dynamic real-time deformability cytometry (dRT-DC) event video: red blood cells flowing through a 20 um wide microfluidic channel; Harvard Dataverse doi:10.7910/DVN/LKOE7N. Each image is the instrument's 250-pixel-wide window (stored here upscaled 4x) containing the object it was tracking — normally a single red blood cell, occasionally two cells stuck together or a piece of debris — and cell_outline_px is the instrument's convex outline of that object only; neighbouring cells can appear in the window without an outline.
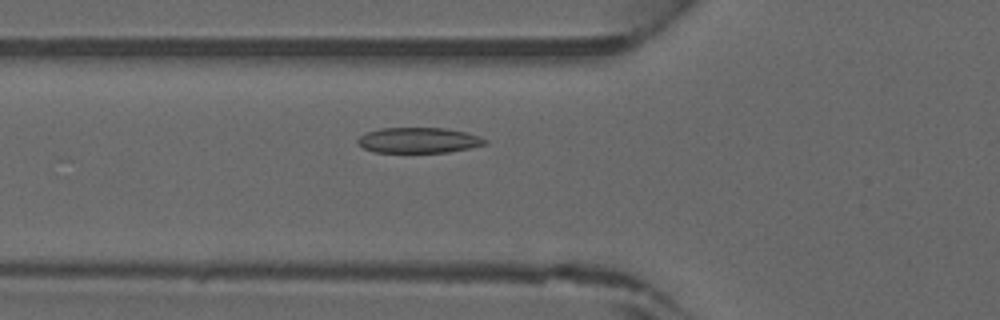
{"species": "common noctule bat (a hibernating species)", "species_latin": "Nyctalus noctula", "temperature_condition": "warm", "stored_images_in_passage": 28, "camera_frame_rate_fps": 3000, "um_per_image_px": 0.085, "animal": {"sex": "male", "forearm_length_mm": 52.5}, "frame": {"image": 1, "passage_image": 4, "time_ms": 1.0, "image_size_px": [1000, 320], "cell_outline_px": [[488, 144], [448, 152], [376, 152], [364, 148], [356, 144], [356, 140], [364, 132], [380, 128], [448, 128], [480, 136], [488, 140]], "centroid_in_image_um": [35.56, 11.91], "position_along_channel_um": 90.2, "area_um2": 19.02}}
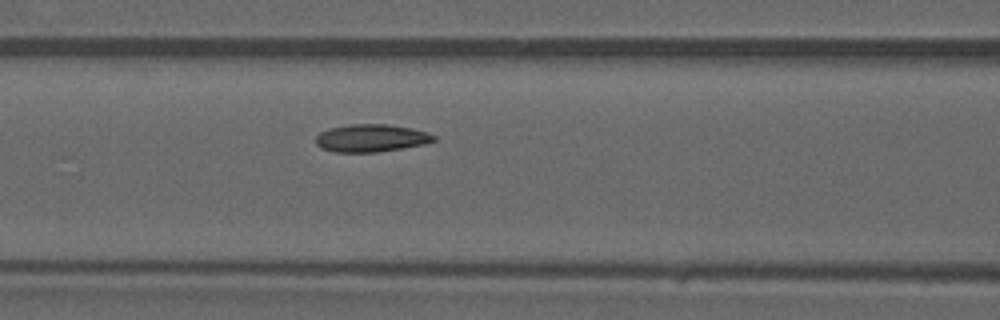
{"frame": {"image": 2, "passage_image": 7, "time_ms": 2.0, "image_size_px": [1000, 320], "cell_outline_px": [[436, 140], [424, 144], [376, 152], [336, 152], [320, 148], [316, 144], [316, 136], [320, 132], [328, 128], [348, 124], [388, 124], [412, 128], [436, 136]], "centroid_in_image_um": [31.5, 11.73], "position_along_channel_um": 135.1, "area_um2": 18.96}}
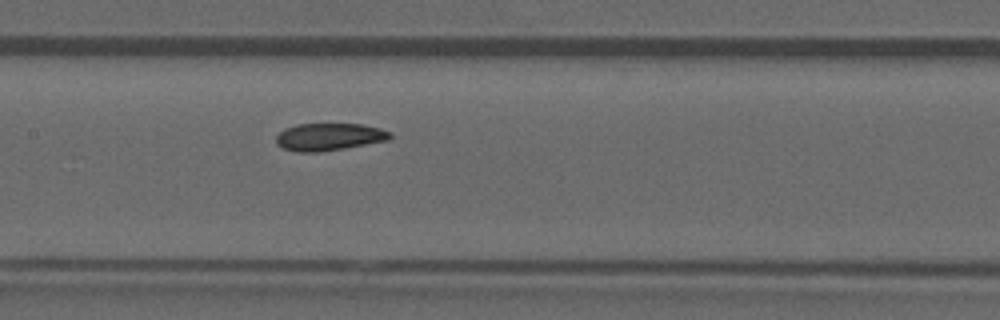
{"frame": {"image": 3, "passage_image": 10, "time_ms": 3.0, "image_size_px": [1000, 320], "cell_outline_px": [[392, 136], [388, 140], [344, 148], [316, 152], [296, 152], [284, 148], [276, 144], [276, 136], [284, 128], [296, 124], [360, 124], [380, 128], [392, 132]], "centroid_in_image_um": [27.96, 11.62], "position_along_channel_um": 179.4, "area_um2": 18.15}}